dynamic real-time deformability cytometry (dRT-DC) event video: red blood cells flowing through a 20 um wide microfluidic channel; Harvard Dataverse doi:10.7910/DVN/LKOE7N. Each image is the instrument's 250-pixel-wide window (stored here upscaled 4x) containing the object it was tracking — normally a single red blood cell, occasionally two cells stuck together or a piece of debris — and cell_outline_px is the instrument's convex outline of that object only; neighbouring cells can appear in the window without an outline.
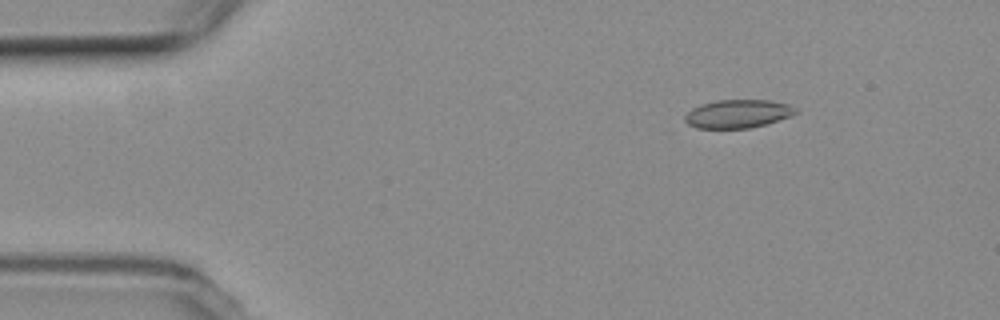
{"species": "common noctule bat (a hibernating species)", "species_latin": "Nyctalus noctula", "temperature_condition": "room temperature", "stored_images_in_passage": 6, "camera_frame_rate_fps": 3000, "um_per_image_px": 0.085, "animal": {"sex": "female", "body_mass_g": 19.3, "forearm_length_mm": 54.1}, "frame": {"image": 1, "passage_image": 3, "time_ms": 2.333, "image_size_px": [1000, 320], "cell_outline_px": [[796, 112], [788, 116], [764, 124], [748, 128], [696, 128], [688, 124], [684, 120], [684, 116], [692, 108], [700, 104], [716, 100], [768, 100], [788, 104], [796, 108]], "centroid_in_image_um": [62.64, 9.66], "position_along_channel_um": 22.4, "area_um2": 18.03}}
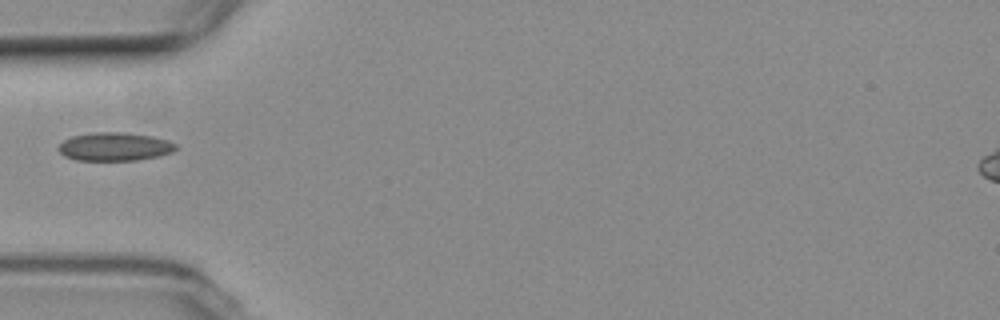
{"frame": {"image": 2, "passage_image": 6, "time_ms": 6.0, "image_size_px": [1000, 320], "cell_outline_px": [[176, 148], [172, 152], [160, 156], [136, 160], [76, 160], [64, 156], [56, 148], [64, 140], [72, 136], [92, 132], [124, 132], [152, 136], [168, 140], [176, 144]], "centroid_in_image_um": [9.73, 12.46], "position_along_channel_um": 75.3, "area_um2": 19.48}}